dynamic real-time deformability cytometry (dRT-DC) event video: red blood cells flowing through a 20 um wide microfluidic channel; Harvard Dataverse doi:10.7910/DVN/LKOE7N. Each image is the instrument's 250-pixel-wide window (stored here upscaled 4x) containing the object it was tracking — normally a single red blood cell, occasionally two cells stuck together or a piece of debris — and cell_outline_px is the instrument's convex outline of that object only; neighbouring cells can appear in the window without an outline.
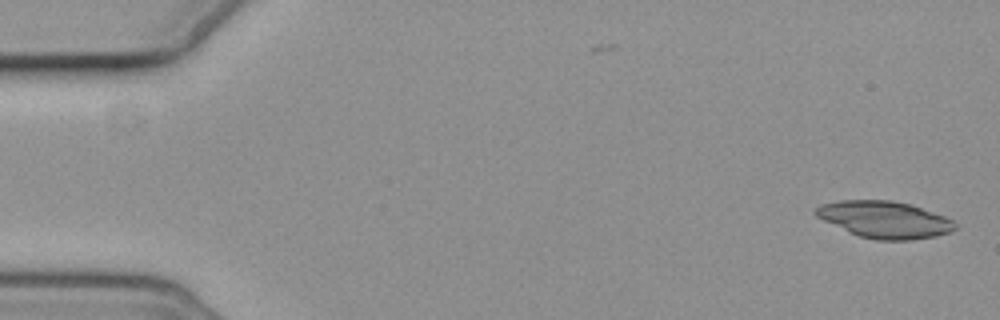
{"species": "common noctule bat (a hibernating species)", "species_latin": "Nyctalus noctula", "temperature_condition": "cold", "stored_images_in_passage": 2, "camera_frame_rate_fps": 3000, "um_per_image_px": 0.085, "animal": {"sex": "female", "body_mass_g": 19.3, "forearm_length_mm": 54.1}, "frame": {"image": 1, "passage_image": 2, "time_ms": 1.0, "image_size_px": [1000, 320], "cell_outline_px": [[956, 228], [948, 232], [936, 236], [908, 240], [876, 240], [860, 236], [824, 220], [816, 216], [812, 212], [820, 204], [840, 200], [892, 200], [912, 204], [944, 216], [952, 220], [956, 224]], "centroid_in_image_um": [75.19, 18.65], "position_along_channel_um": 9.8, "area_um2": 29.71}}